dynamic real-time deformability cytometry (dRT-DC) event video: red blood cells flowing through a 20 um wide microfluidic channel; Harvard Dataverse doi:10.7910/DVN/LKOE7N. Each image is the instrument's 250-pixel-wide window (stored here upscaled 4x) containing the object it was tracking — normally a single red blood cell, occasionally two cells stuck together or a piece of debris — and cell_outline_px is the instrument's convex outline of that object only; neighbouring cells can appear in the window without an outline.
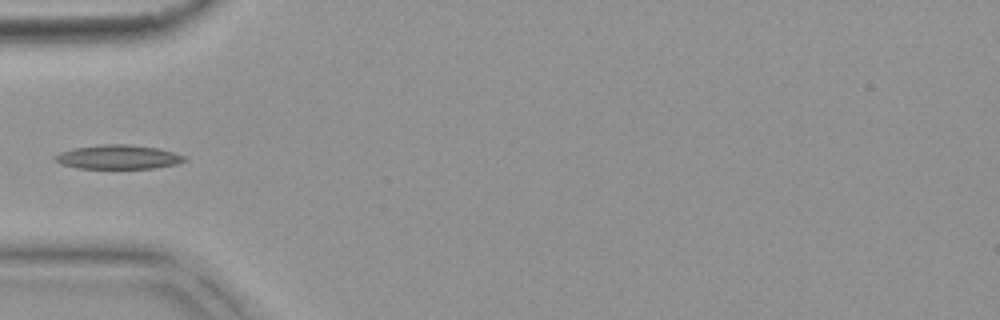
{"species": "common noctule bat (a hibernating species)", "species_latin": "Nyctalus noctula", "temperature_condition": "warm", "stored_images_in_passage": 5, "camera_frame_rate_fps": 3000, "um_per_image_px": 0.085, "animal": {"sex": "female", "body_mass_g": 18.4}, "frame": {"image": 1, "passage_image": 5, "time_ms": 1.333, "image_size_px": [1000, 320], "cell_outline_px": [[188, 160], [176, 164], [156, 168], [76, 168], [60, 164], [52, 160], [60, 152], [76, 148], [100, 144], [128, 144], [160, 148], [188, 156]], "centroid_in_image_um": [10.09, 13.34], "position_along_channel_um": 74.9, "area_um2": 18.38}}